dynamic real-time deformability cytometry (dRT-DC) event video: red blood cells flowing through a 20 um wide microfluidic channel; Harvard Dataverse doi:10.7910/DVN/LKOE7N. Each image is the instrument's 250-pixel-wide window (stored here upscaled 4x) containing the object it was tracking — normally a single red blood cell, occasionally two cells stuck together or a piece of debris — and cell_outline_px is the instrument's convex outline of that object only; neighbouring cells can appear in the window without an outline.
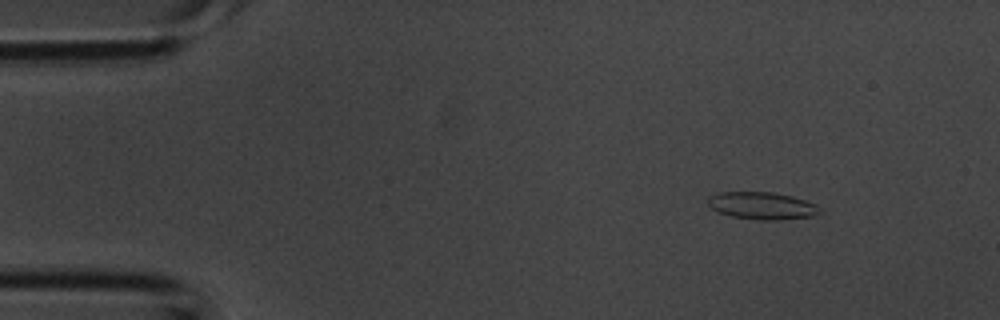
{"species": "common noctule bat (a hibernating species)", "species_latin": "Nyctalus noctula", "temperature_condition": "room temperature", "stored_images_in_passage": 3, "camera_frame_rate_fps": 3000, "um_per_image_px": 0.085, "animal": {"sex": "male", "body_mass_g": 20.1, "forearm_length_mm": 53.5}, "frame": {"image": 1, "passage_image": 1, "time_ms": 0.0, "image_size_px": [1000, 320], "cell_outline_px": [[824, 212], [812, 216], [780, 220], [760, 220], [732, 216], [720, 212], [712, 208], [708, 204], [708, 196], [720, 192], [772, 192], [792, 196], [816, 204]], "centroid_in_image_um": [64.81, 17.48], "position_along_channel_um": 20.2, "area_um2": 17.8}}